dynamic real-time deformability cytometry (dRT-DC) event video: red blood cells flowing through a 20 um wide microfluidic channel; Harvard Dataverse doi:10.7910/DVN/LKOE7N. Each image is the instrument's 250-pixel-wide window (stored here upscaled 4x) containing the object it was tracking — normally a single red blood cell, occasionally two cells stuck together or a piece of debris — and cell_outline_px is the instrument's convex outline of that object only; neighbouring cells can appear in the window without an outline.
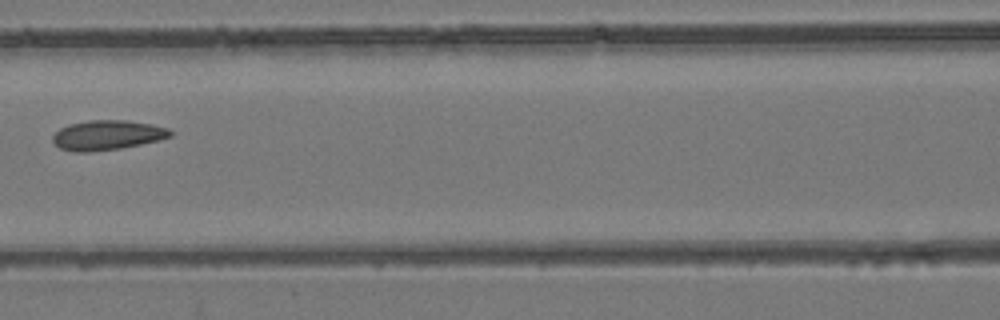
{"species": "common noctule bat (a hibernating species)", "species_latin": "Nyctalus noctula", "temperature_condition": "room temperature", "stored_images_in_passage": 9, "camera_frame_rate_fps": 3000, "um_per_image_px": 0.085, "animal": {"sex": "female", "body_mass_g": 24.6, "forearm_length_mm": 56.2}, "frame": {"image": 1, "passage_image": 8, "time_ms": 2.333, "image_size_px": [1000, 320], "cell_outline_px": [[172, 136], [140, 144], [120, 148], [88, 152], [76, 152], [60, 148], [52, 140], [52, 136], [60, 128], [68, 124], [88, 120], [124, 120], [152, 124], [168, 128], [172, 132]], "centroid_in_image_um": [9.09, 11.47], "position_along_channel_um": 157.5, "area_um2": 20.23}}
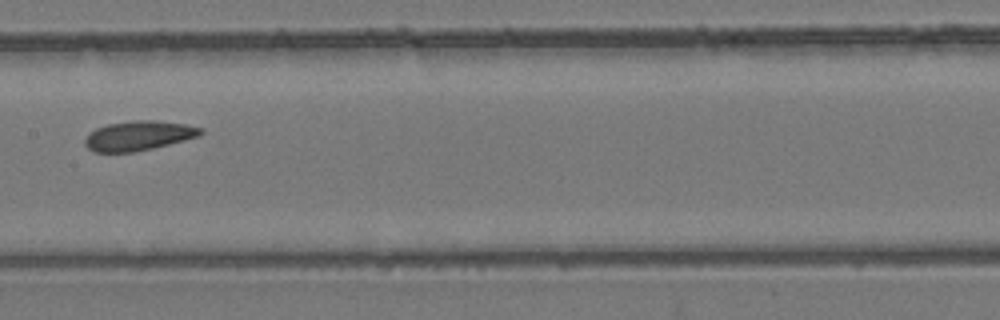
{"frame": {"image": 2, "passage_image": 9, "time_ms": 2.667, "image_size_px": [1000, 320], "cell_outline_px": [[204, 132], [200, 136], [136, 152], [92, 152], [84, 144], [84, 140], [96, 128], [108, 124], [136, 120], [156, 120], [184, 124], [204, 128]], "centroid_in_image_um": [11.8, 11.53], "position_along_channel_um": 195.6, "area_um2": 19.88}}